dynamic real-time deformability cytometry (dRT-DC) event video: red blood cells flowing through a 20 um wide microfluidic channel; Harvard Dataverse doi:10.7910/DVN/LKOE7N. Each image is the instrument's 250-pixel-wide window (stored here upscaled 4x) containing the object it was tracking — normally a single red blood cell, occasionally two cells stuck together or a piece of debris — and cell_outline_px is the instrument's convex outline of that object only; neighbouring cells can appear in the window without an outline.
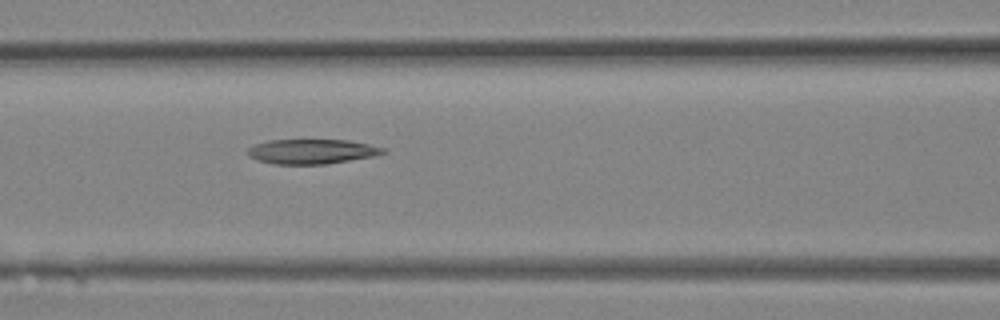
{"species": "Egyptian fruit bat (a non-hibernating species)", "species_latin": "Rousettus aegyptiacus", "temperature_condition": "room temperature", "stored_images_in_passage": 12, "camera_frame_rate_fps": 3000, "um_per_image_px": 0.085, "animal": {"sex": "female"}, "frame": {"image": 1, "passage_image": 12, "time_ms": 3.667, "image_size_px": [1000, 320], "cell_outline_px": [[388, 152], [376, 156], [328, 164], [272, 164], [256, 160], [248, 156], [244, 152], [252, 144], [268, 140], [348, 140], [368, 144], [384, 148]], "centroid_in_image_um": [26.46, 12.88], "position_along_channel_um": 140.1, "area_um2": 19.88}}